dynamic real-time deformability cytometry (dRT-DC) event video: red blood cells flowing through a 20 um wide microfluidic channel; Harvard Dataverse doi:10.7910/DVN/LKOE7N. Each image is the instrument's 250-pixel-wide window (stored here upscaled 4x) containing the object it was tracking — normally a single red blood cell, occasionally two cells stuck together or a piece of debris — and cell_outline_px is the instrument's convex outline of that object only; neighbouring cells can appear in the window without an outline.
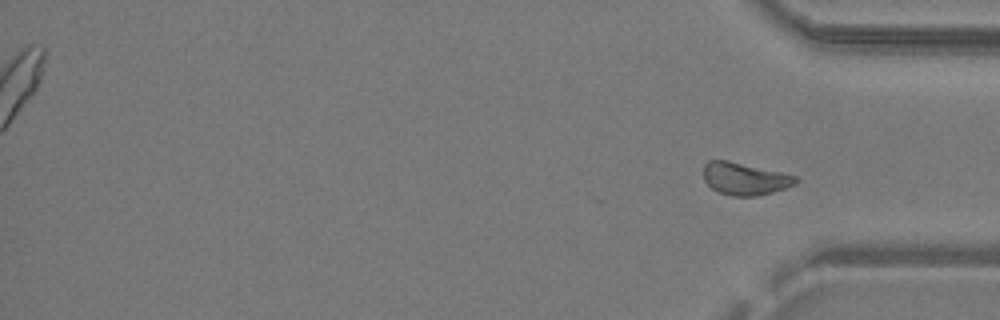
{"species": "common noctule bat (a hibernating species)", "species_latin": "Nyctalus noctula", "temperature_condition": "warm", "stored_images_in_passage": 25, "segment_of_instrument_passage": [2, 2], "camera_frame_rate_fps": 3000, "um_per_image_px": 0.085, "animal": {"sex": "male", "body_mass_g": 19.2, "forearm_length_mm": 51.8}, "frame": {"image": 1, "passage_image": 25, "time_ms": 8.0, "image_size_px": [1000, 320], "cell_outline_px": [[800, 180], [796, 184], [772, 192], [756, 196], [732, 196], [720, 192], [712, 188], [704, 180], [704, 164], [708, 160], [728, 160], [780, 172], [796, 176]], "centroid_in_image_um": [63.3, 15.19], "position_along_channel_um": 371.9, "area_um2": 17.28}}